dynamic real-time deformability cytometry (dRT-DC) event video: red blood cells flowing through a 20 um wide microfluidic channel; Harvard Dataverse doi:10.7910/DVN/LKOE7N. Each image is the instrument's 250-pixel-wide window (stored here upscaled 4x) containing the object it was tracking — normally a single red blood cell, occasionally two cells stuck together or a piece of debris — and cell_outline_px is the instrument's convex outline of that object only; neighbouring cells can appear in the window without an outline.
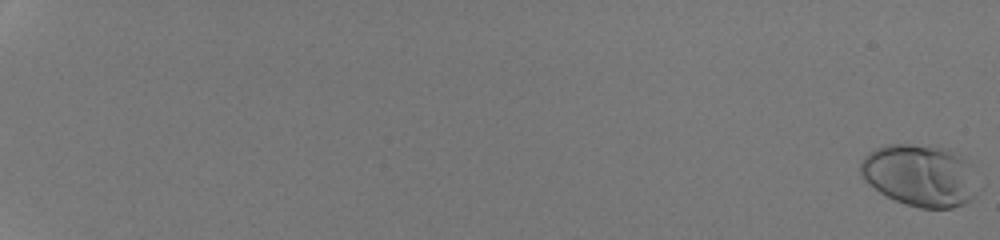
{"species": "human", "species_latin": "Homo sapiens", "temperature_condition": "room temperature", "stored_images_in_passage": 54, "camera_frame_rate_fps": 3000, "um_per_image_px": 0.085, "donor": {"sex": "male"}, "frame": {"image": 1, "passage_image": 1, "time_ms": 0.0, "image_size_px": [1000, 240], "cell_outline_px": [[972, 196], [964, 204], [952, 208], [920, 208], [896, 200], [880, 192], [868, 184], [864, 180], [860, 172], [860, 164], [864, 156], [868, 152], [876, 148], [888, 144], [912, 144], [948, 148], [964, 160]], "centroid_in_image_um": [78.02, 14.89], "position_along_channel_um": 7.0, "area_um2": 40.75}}
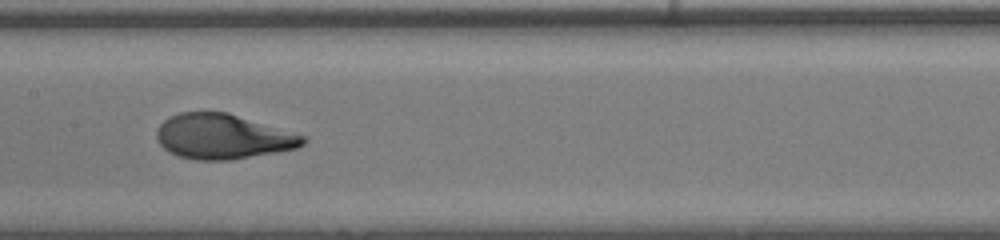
{"frame": {"image": 2, "passage_image": 33, "time_ms": 10.667, "image_size_px": [1000, 240], "cell_outline_px": [[308, 140], [304, 144], [296, 148], [276, 152], [228, 160], [196, 160], [180, 156], [164, 148], [160, 144], [156, 136], [156, 132], [160, 124], [164, 120], [180, 112], [228, 112], [308, 136]], "centroid_in_image_um": [18.98, 11.6], "position_along_channel_um": 188.4, "area_um2": 38.26}}
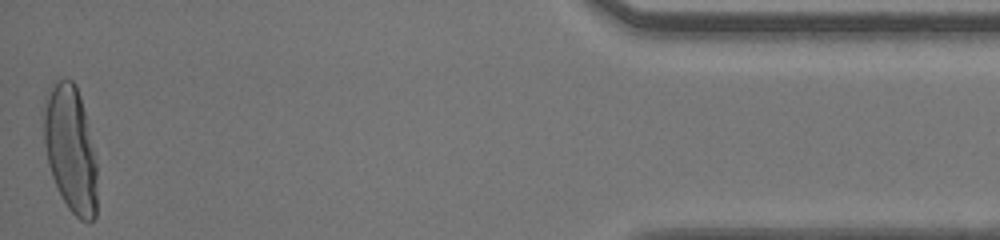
{"frame": {"image": 3, "passage_image": 54, "time_ms": 17.667, "image_size_px": [1000, 240], "cell_outline_px": [[96, 216], [88, 224], [80, 220], [68, 208], [52, 176], [48, 164], [44, 144], [40, 112], [44, 96], [52, 84], [60, 76], [72, 80], [76, 84], [80, 96], [84, 112], [96, 164]], "centroid_in_image_um": [5.93, 12.59], "position_along_channel_um": 429.3, "area_um2": 39.82}, "authors_computed_cell_mechanics": {"area_um2": 37.3388, "velocity_mm_per_s": 4.2971, "shape_relaxation_time_tau1_ms": 3.1024, "shape_relaxation_time_tau2_ms": null, "deformation_change_tau1": 0.2028, "deformation_change_tau2": null}}